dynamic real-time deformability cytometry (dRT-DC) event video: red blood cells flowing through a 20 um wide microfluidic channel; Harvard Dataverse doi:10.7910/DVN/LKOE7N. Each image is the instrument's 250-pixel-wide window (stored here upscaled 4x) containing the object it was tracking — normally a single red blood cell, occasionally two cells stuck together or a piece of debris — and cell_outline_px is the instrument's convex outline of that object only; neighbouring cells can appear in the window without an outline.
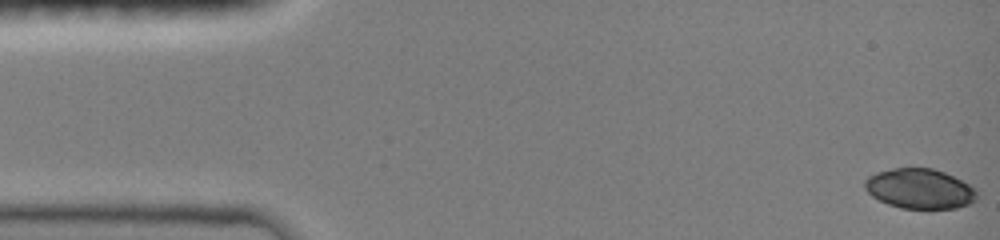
{"species": "common noctule bat (a hibernating species)", "species_latin": "Nyctalus noctula", "temperature_condition": "room temperature", "stored_images_in_passage": 47, "camera_frame_rate_fps": 3000, "um_per_image_px": 0.085, "animal": {"sex": "female", "body_mass_g": 19.0, "forearm_length_mm": 51.5}, "frame": {"image": 1, "passage_image": 1, "time_ms": 0.0, "image_size_px": [1000, 240], "cell_outline_px": [[976, 200], [968, 204], [956, 208], [900, 208], [888, 204], [872, 196], [864, 188], [864, 180], [868, 176], [876, 172], [892, 168], [932, 168], [944, 172], [976, 188]], "centroid_in_image_um": [78.14, 16.03], "position_along_channel_um": 6.9, "area_um2": 26.01}}
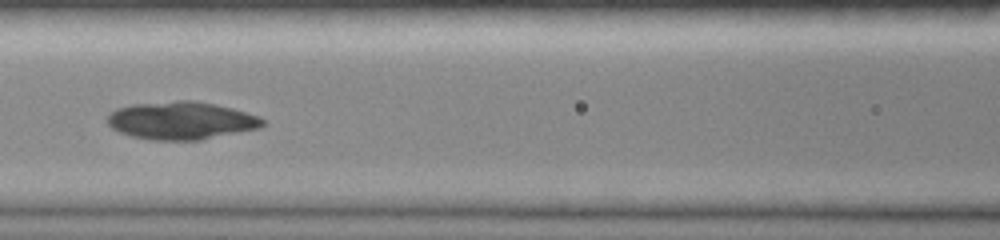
{"frame": {"image": 2, "passage_image": 21, "time_ms": 6.667, "image_size_px": [1000, 240], "cell_outline_px": [[264, 124], [260, 128], [200, 140], [152, 140], [132, 136], [120, 132], [112, 128], [104, 120], [116, 108], [132, 104], [176, 100], [196, 100], [216, 104], [232, 108], [260, 116], [264, 120]], "centroid_in_image_um": [15.4, 10.24], "position_along_channel_um": 151.2, "area_um2": 34.45}}
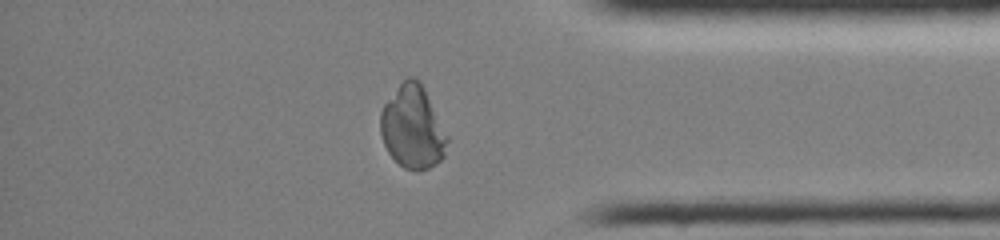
{"frame": {"image": 3, "passage_image": 40, "time_ms": 13.0, "image_size_px": [1000, 240], "cell_outline_px": [[448, 140], [444, 156], [440, 160], [428, 168], [416, 172], [404, 168], [388, 152], [384, 144], [380, 132], [380, 112], [384, 104], [400, 84], [408, 76], [412, 76], [420, 80], [448, 136]], "centroid_in_image_um": [35.07, 10.82], "position_along_channel_um": 400.1, "area_um2": 32.14}}